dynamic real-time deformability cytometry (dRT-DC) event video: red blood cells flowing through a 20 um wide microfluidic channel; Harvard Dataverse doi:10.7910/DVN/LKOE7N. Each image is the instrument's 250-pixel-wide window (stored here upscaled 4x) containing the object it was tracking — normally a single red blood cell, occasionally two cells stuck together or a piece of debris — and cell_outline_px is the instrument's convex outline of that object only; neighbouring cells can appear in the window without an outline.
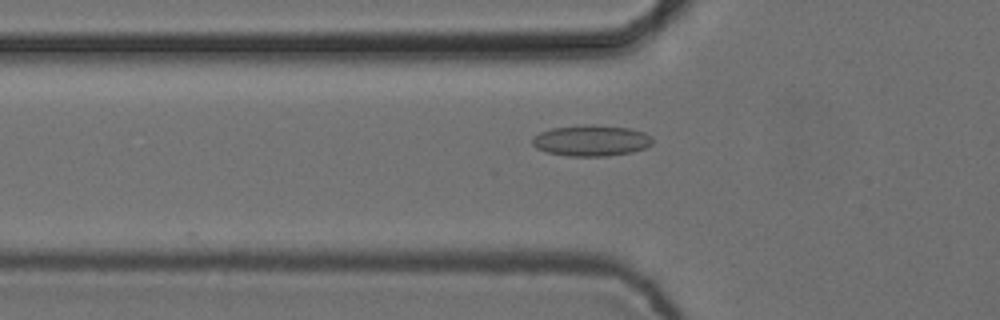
{"species": "common noctule bat (a hibernating species)", "species_latin": "Nyctalus noctula", "temperature_condition": "cold", "stored_images_in_passage": 56, "camera_frame_rate_fps": 3000, "um_per_image_px": 0.085, "animal": {"sex": "female", "body_mass_g": 24.6, "forearm_length_mm": 56.2}, "frame": {"image": 1, "passage_image": 19, "time_ms": 6.0, "image_size_px": [1000, 320], "cell_outline_px": [[652, 144], [644, 148], [632, 152], [608, 156], [568, 156], [544, 152], [536, 148], [532, 144], [532, 136], [540, 132], [552, 128], [592, 124], [632, 128], [644, 132], [652, 136]], "centroid_in_image_um": [50.25, 11.95], "position_along_channel_um": 75.6, "area_um2": 21.96}}
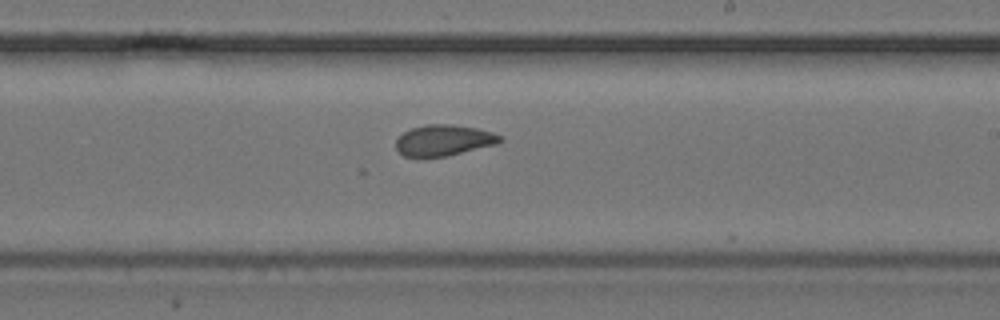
{"frame": {"image": 2, "passage_image": 33, "time_ms": 10.667, "image_size_px": [1000, 320], "cell_outline_px": [[504, 140], [496, 144], [448, 156], [404, 156], [396, 148], [396, 140], [404, 132], [412, 128], [424, 124], [452, 124], [476, 128], [492, 132], [504, 136]], "centroid_in_image_um": [37.76, 11.91], "position_along_channel_um": 251.2, "area_um2": 18.73}}
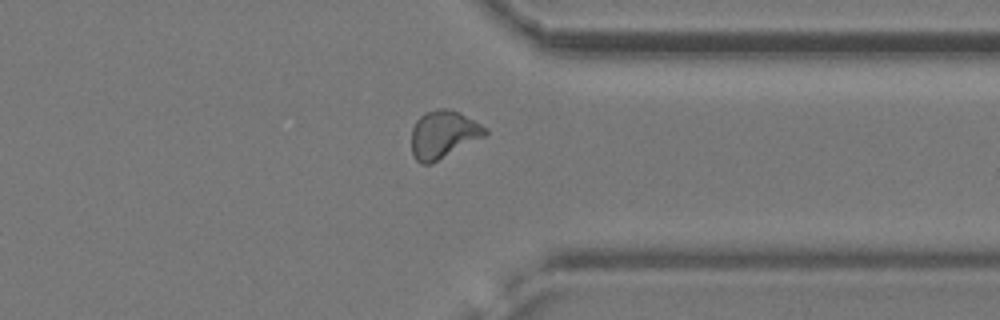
{"frame": {"image": 3, "passage_image": 43, "time_ms": 14.0, "image_size_px": [1000, 320], "cell_outline_px": [[488, 132], [484, 136], [432, 164], [420, 164], [416, 160], [412, 152], [412, 128], [416, 120], [424, 112], [436, 108], [452, 108], [460, 112], [488, 128]], "centroid_in_image_um": [37.67, 11.41], "position_along_channel_um": 373.7, "area_um2": 20.69}, "authors_computed_cell_mechanics": {"area_um2": 19.4208, "velocity_mm_per_s": 3.772, "shape_relaxation_time_tau1_ms": null, "shape_relaxation_time_tau2_ms": 2.1796, "deformation_change_tau1": null, "deformation_change_tau2": 0.0731}}